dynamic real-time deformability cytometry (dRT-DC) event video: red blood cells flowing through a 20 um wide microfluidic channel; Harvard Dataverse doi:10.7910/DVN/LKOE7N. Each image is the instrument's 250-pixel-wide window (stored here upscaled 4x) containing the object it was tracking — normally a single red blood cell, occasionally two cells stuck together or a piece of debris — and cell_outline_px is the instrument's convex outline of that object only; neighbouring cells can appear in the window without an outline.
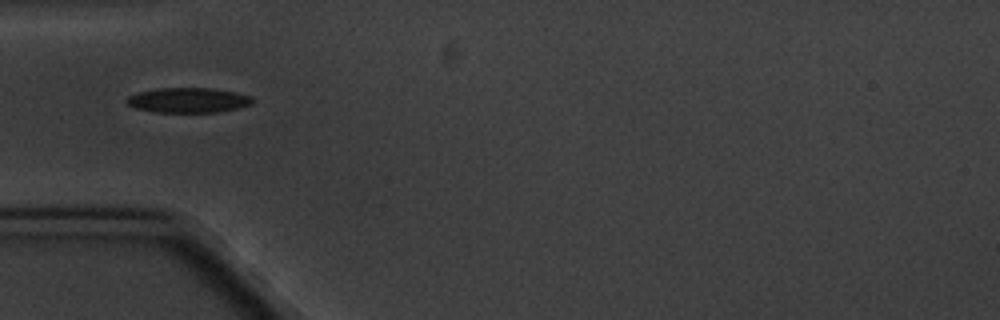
{"species": "common noctule bat (a hibernating species)", "species_latin": "Nyctalus noctula", "temperature_condition": "cold", "stored_images_in_passage": 5, "camera_frame_rate_fps": 3000, "um_per_image_px": 0.085, "animal": {"sex": "male", "body_mass_g": 20.1, "forearm_length_mm": 53.5}, "frame": {"image": 1, "passage_image": 2, "time_ms": 1.333, "image_size_px": [1000, 320], "cell_outline_px": [[252, 104], [236, 108], [216, 112], [152, 112], [136, 108], [128, 104], [128, 96], [140, 92], [156, 88], [212, 88], [236, 92], [252, 96]], "centroid_in_image_um": [16.01, 8.51], "position_along_channel_um": 69.0, "area_um2": 18.15}}